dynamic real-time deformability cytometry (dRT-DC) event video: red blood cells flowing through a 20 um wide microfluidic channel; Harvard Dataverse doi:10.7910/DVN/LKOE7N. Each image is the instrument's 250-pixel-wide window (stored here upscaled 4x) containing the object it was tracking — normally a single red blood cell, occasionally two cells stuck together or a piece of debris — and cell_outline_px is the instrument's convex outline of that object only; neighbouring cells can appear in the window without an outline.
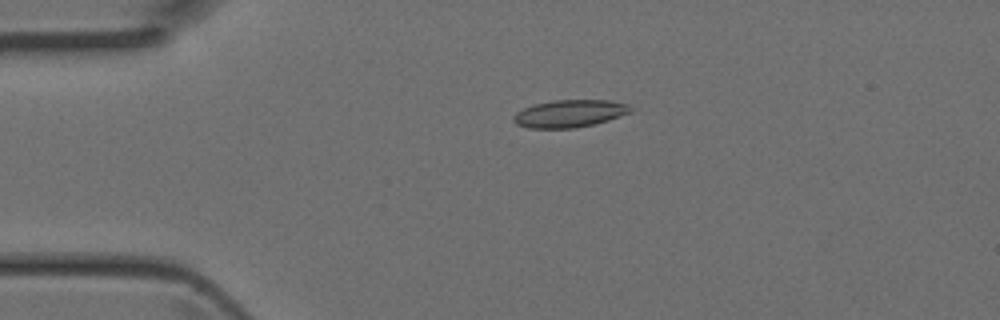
{"species": "Egyptian fruit bat (a non-hibernating species)", "species_latin": "Rousettus aegyptiacus", "temperature_condition": "room temperature", "stored_images_in_passage": 4, "camera_frame_rate_fps": 3000, "um_per_image_px": 0.085, "animal": {"sex": "female"}, "frame": {"image": 1, "passage_image": 3, "time_ms": 0.667, "image_size_px": [1000, 320], "cell_outline_px": [[632, 112], [596, 124], [576, 128], [528, 128], [516, 124], [512, 120], [512, 116], [516, 112], [524, 108], [536, 104], [552, 100], [608, 100], [628, 104], [632, 108]], "centroid_in_image_um": [48.41, 9.66], "position_along_channel_um": 36.6, "area_um2": 18.84}}